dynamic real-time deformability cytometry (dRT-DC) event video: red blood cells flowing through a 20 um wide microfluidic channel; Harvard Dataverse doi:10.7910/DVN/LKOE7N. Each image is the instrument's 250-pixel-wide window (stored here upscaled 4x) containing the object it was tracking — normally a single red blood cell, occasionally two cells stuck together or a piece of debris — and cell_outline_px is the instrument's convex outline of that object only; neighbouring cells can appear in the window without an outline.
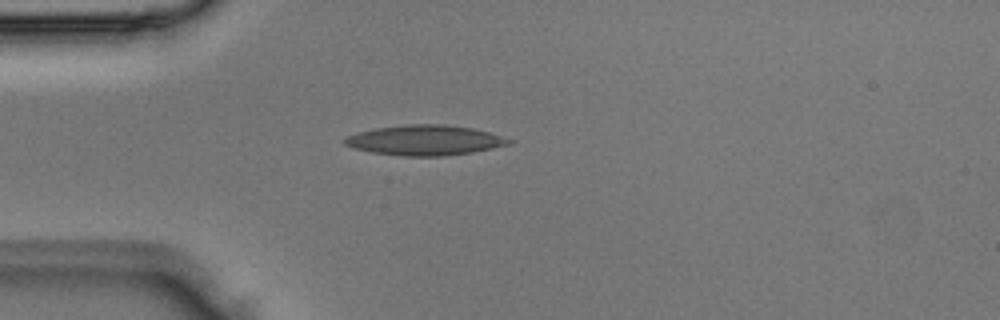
{"species": "Egyptian fruit bat (a non-hibernating species)", "species_latin": "Rousettus aegyptiacus", "temperature_condition": "room temperature", "stored_images_in_passage": 2, "camera_frame_rate_fps": 3000, "um_per_image_px": 0.085, "animal": {"sex": "male"}, "frame": {"image": 1, "passage_image": 2, "time_ms": 0.333, "image_size_px": [1000, 320], "cell_outline_px": [[516, 140], [512, 144], [472, 152], [444, 156], [404, 156], [372, 152], [352, 148], [344, 144], [340, 140], [348, 136], [360, 132], [376, 128], [408, 124], [444, 124], [472, 128], [488, 132]], "centroid_in_image_um": [36.13, 11.92], "position_along_channel_um": 48.9, "area_um2": 28.9}}